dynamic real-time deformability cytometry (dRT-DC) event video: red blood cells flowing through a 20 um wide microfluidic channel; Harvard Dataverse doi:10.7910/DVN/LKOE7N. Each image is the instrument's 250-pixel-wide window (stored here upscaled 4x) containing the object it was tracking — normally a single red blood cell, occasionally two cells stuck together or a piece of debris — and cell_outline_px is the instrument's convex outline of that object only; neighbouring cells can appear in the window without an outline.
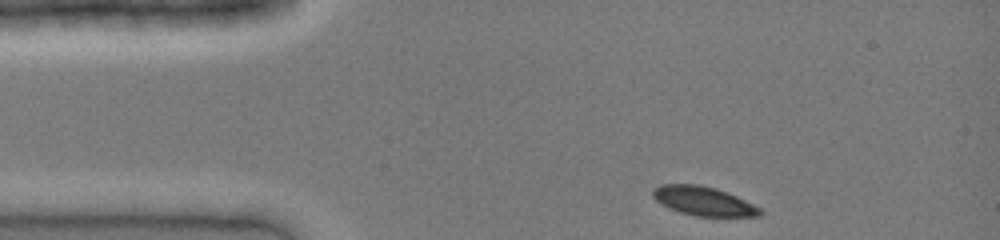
{"species": "common noctule bat (a hibernating species)", "species_latin": "Nyctalus noctula", "temperature_condition": "cold", "stored_images_in_passage": 32, "camera_frame_rate_fps": 3000, "um_per_image_px": 0.085, "animal": {"sex": "female", "body_mass_g": 19.0, "forearm_length_mm": 51.5}, "frame": {"image": 1, "passage_image": 1, "time_ms": 0.0, "image_size_px": [1000, 240], "cell_outline_px": [[764, 212], [760, 216], [696, 216], [680, 212], [668, 208], [660, 204], [652, 196], [652, 188], [660, 184], [700, 184], [728, 192], [760, 208]], "centroid_in_image_um": [59.75, 17.08], "position_along_channel_um": 25.2, "area_um2": 18.21}}
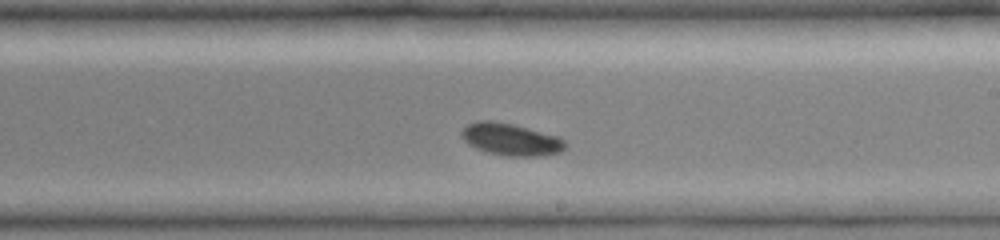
{"frame": {"image": 2, "passage_image": 19, "time_ms": 6.0, "image_size_px": [1000, 240], "cell_outline_px": [[568, 144], [560, 152], [540, 156], [508, 156], [488, 152], [476, 148], [468, 144], [460, 136], [460, 132], [468, 124], [476, 120], [492, 120], [512, 124], [560, 136]], "centroid_in_image_um": [43.42, 11.84], "position_along_channel_um": 245.6, "area_um2": 19.54}}
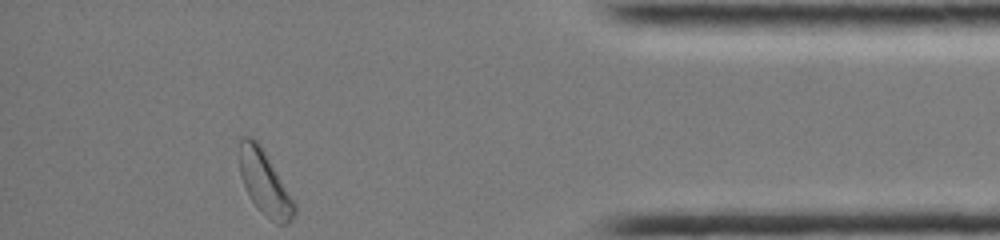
{"frame": {"image": 3, "passage_image": 32, "time_ms": 10.333, "image_size_px": [1000, 240], "cell_outline_px": [[296, 212], [292, 220], [288, 224], [276, 224], [252, 200], [240, 176], [240, 136], [252, 136], [260, 144], [296, 204]], "centroid_in_image_um": [22.51, 15.52], "position_along_channel_um": 412.7, "area_um2": 20.0}}